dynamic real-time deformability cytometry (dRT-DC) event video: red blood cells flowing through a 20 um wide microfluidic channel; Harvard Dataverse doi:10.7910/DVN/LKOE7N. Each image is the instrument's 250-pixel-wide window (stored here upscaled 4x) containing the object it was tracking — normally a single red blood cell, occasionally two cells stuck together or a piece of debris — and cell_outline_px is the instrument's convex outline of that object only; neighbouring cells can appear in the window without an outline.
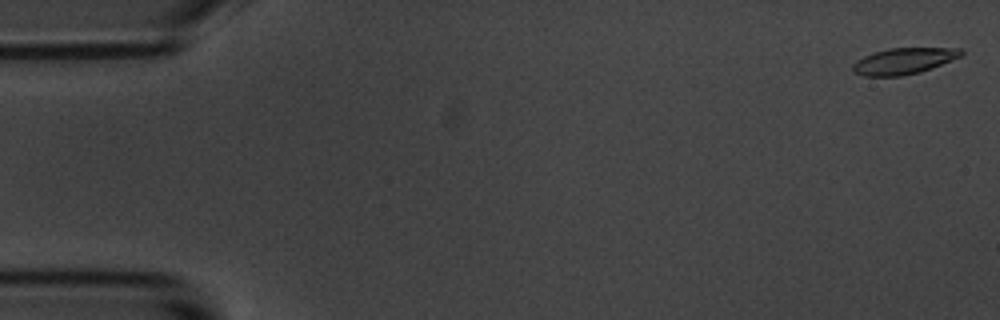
{"species": "common noctule bat (a hibernating species)", "species_latin": "Nyctalus noctula", "temperature_condition": "room temperature", "stored_images_in_passage": 56, "camera_frame_rate_fps": 3000, "um_per_image_px": 0.085, "animal": {"sex": "male", "body_mass_g": 20.1, "forearm_length_mm": 53.5}, "frame": {"image": 1, "passage_image": 1, "time_ms": 0.0, "image_size_px": [1000, 320], "cell_outline_px": [[964, 52], [960, 56], [920, 72], [900, 76], [864, 76], [852, 72], [852, 64], [856, 60], [864, 56], [888, 48], [960, 48]], "centroid_in_image_um": [76.76, 5.19], "position_along_channel_um": 8.2, "area_um2": 16.36}}
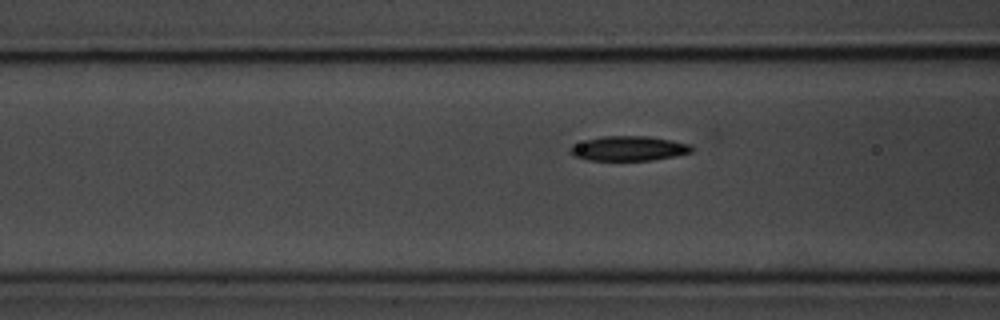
{"frame": {"image": 2, "passage_image": 21, "time_ms": 6.667, "image_size_px": [1000, 320], "cell_outline_px": [[696, 148], [692, 152], [676, 156], [652, 160], [588, 160], [572, 156], [568, 152], [568, 148], [572, 144], [604, 136], [648, 136], [692, 144]], "centroid_in_image_um": [53.45, 12.62], "position_along_channel_um": 113.1, "area_um2": 17.69}}
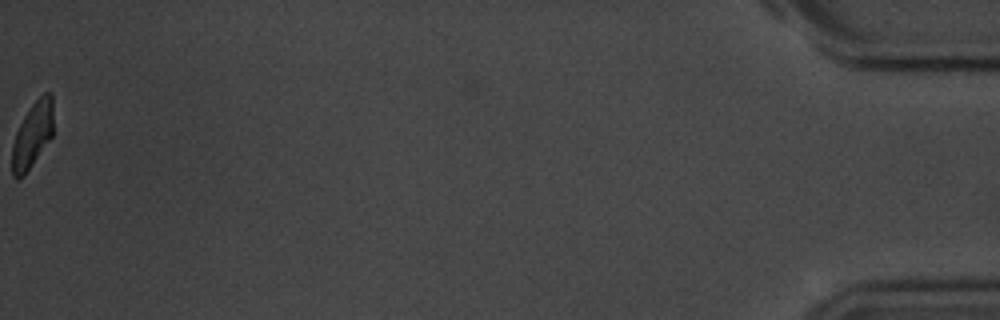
{"frame": {"image": 3, "passage_image": 56, "time_ms": 18.333, "image_size_px": [1000, 320], "cell_outline_px": [[52, 136], [24, 176], [16, 180], [12, 176], [12, 144], [16, 132], [24, 116], [32, 104], [44, 92], [52, 92]], "centroid_in_image_um": [2.74, 11.49], "position_along_channel_um": 432.5, "area_um2": 15.66}, "authors_computed_cell_mechanics": {"area_um2": 17.4556, "velocity_mm_per_s": 3.6031, "shape_relaxation_time_tau1_ms": 2.4762, "shape_relaxation_time_tau2_ms": 10.0058, "deformation_change_tau1": 0.1116, "deformation_change_tau2": 0.1392}}